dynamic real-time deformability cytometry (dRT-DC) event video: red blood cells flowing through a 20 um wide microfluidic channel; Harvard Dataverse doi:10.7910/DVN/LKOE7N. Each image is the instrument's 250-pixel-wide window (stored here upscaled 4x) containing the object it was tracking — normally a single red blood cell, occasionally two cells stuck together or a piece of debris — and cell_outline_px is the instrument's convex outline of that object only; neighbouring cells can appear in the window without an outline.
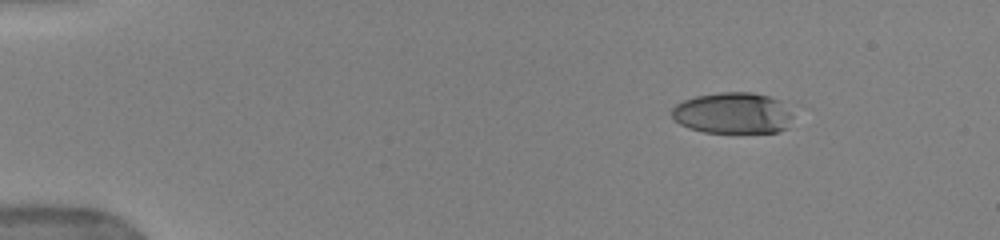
{"species": "human", "species_latin": "Homo sapiens", "temperature_condition": "warm", "stored_images_in_passage": 45, "camera_frame_rate_fps": 3000, "um_per_image_px": 0.085, "donor": {"sex": "female"}, "frame": {"image": 1, "passage_image": 1, "time_ms": 0.0, "image_size_px": [1000, 240], "cell_outline_px": [[792, 116], [788, 128], [780, 132], [704, 132], [688, 128], [680, 124], [672, 116], [672, 108], [676, 104], [684, 100], [696, 96], [720, 92], [752, 92], [768, 96], [780, 100]], "centroid_in_image_um": [62.28, 9.61], "position_along_channel_um": 22.7, "area_um2": 29.02}}
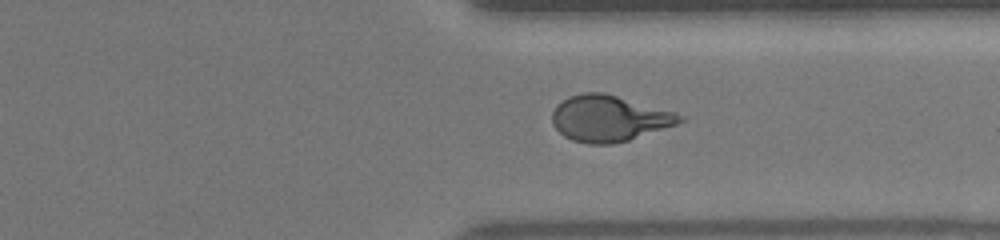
{"frame": {"image": 2, "passage_image": 34, "time_ms": 11.0, "image_size_px": [1000, 240], "cell_outline_px": [[684, 120], [676, 124], [628, 140], [612, 144], [588, 144], [572, 140], [564, 136], [552, 124], [552, 112], [556, 104], [568, 96], [584, 92], [604, 92], [676, 112], [684, 116]], "centroid_in_image_um": [51.74, 10.05], "position_along_channel_um": 359.7, "area_um2": 34.28}}
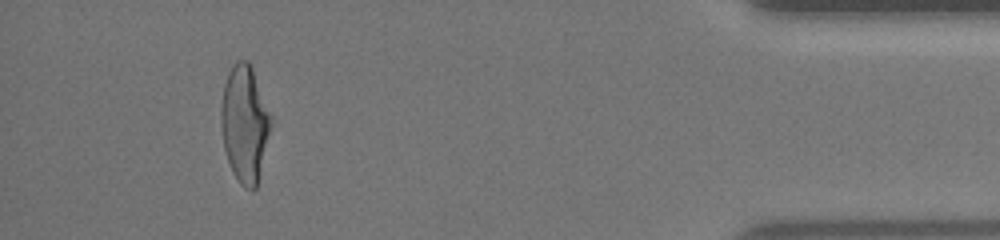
{"frame": {"image": 3, "passage_image": 42, "time_ms": 13.667, "image_size_px": [1000, 240], "cell_outline_px": [[272, 124], [256, 188], [252, 192], [244, 188], [240, 184], [232, 172], [224, 148], [220, 124], [220, 112], [224, 84], [228, 72], [236, 60], [248, 60], [252, 68], [272, 116]], "centroid_in_image_um": [20.79, 10.52], "position_along_channel_um": 414.4, "area_um2": 34.1}, "authors_computed_cell_mechanics": {"area_um2": 33.6974, "velocity_mm_per_s": 3.9682, "shape_relaxation_time_tau1_ms": 4.8977, "shape_relaxation_time_tau2_ms": 0.8865, "deformation_change_tau1": 0.2314, "deformation_change_tau2": 0.0919}}